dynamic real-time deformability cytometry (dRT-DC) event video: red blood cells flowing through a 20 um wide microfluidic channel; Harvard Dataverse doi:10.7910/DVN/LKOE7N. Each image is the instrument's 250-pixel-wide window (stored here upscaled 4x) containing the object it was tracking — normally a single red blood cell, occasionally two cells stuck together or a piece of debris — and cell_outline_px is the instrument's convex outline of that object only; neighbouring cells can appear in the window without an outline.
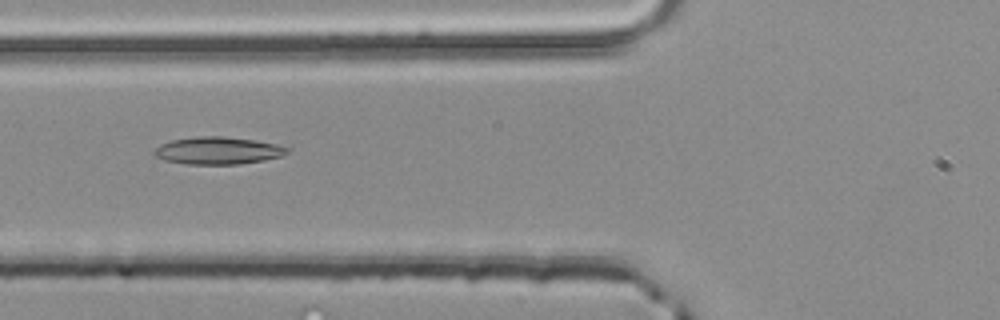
{"species": "common noctule bat (a hibernating species)", "species_latin": "Nyctalus noctula", "temperature_condition": "room temperature", "stored_images_in_passage": 40, "camera_frame_rate_fps": 3000, "um_per_image_px": 0.085, "animal": {"sex": "male", "body_mass_g": 20.4}, "frame": {"image": 1, "passage_image": 8, "time_ms": 2.333, "image_size_px": [1000, 320], "cell_outline_px": [[292, 152], [280, 156], [264, 160], [240, 164], [184, 164], [164, 160], [156, 156], [152, 152], [160, 144], [172, 140], [196, 136], [220, 136], [252, 140], [276, 144], [292, 148]], "centroid_in_image_um": [18.54, 12.8], "position_along_channel_um": 107.3, "area_um2": 21.27}}
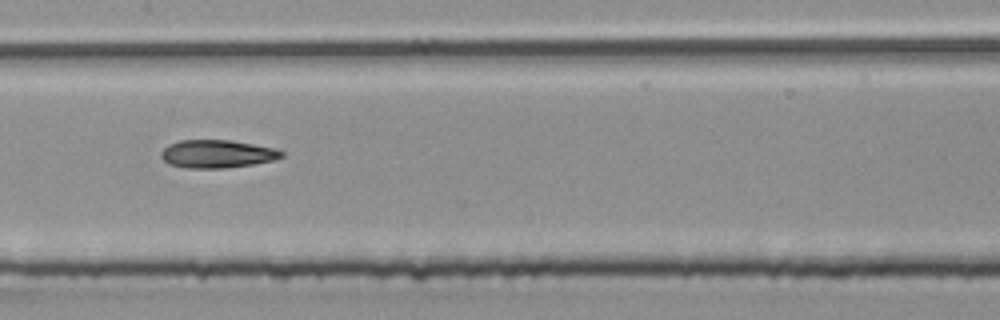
{"frame": {"image": 2, "passage_image": 14, "time_ms": 4.333, "image_size_px": [1000, 320], "cell_outline_px": [[284, 156], [272, 160], [252, 164], [224, 168], [184, 168], [168, 164], [160, 156], [160, 152], [168, 144], [180, 140], [232, 140], [272, 148], [284, 152]], "centroid_in_image_um": [18.39, 13.08], "position_along_channel_um": 189.0, "area_um2": 19.59}}
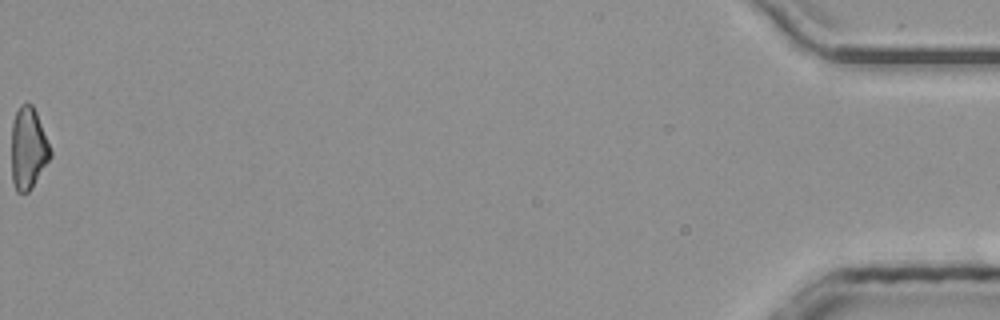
{"frame": {"image": 3, "passage_image": 40, "time_ms": 13.0, "image_size_px": [1000, 320], "cell_outline_px": [[52, 156], [32, 188], [28, 192], [16, 192], [12, 180], [12, 124], [16, 112], [20, 104], [32, 104], [36, 112], [52, 152]], "centroid_in_image_um": [2.4, 12.64], "position_along_channel_um": 432.8, "area_um2": 18.44}, "authors_computed_cell_mechanics": {"area_um2": 19.5075, "velocity_mm_per_s": 4.066, "shape_relaxation_time_tau1_ms": null, "shape_relaxation_time_tau2_ms": 7.6424, "deformation_change_tau1": null, "deformation_change_tau2": 0.2164}}